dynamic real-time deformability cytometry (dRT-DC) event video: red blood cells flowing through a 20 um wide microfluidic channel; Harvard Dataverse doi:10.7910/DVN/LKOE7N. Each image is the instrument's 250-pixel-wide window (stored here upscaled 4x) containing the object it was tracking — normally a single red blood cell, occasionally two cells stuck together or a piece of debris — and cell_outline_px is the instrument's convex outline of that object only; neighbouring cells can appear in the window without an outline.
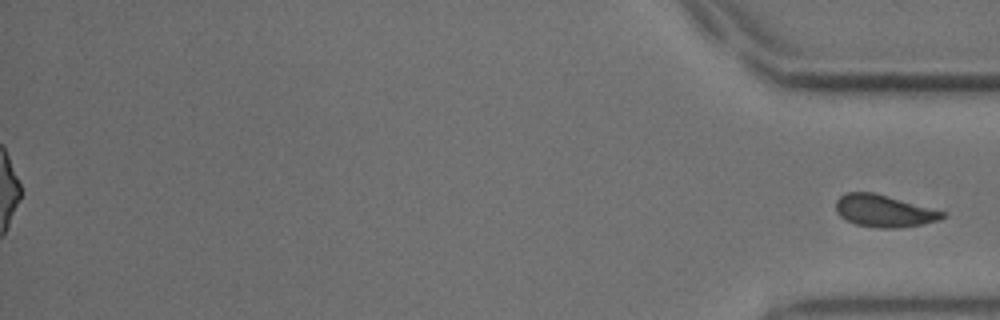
{"species": "common noctule bat (a hibernating species)", "species_latin": "Nyctalus noctula", "temperature_condition": "cold", "stored_images_in_passage": 53, "segment_of_instrument_passage": [2, 2], "camera_frame_rate_fps": 3000, "um_per_image_px": 0.085, "animal": {"sex": "male", "body_mass_g": 18.8}, "frame": {"image": 1, "passage_image": 53, "time_ms": 17.333, "image_size_px": [1000, 320], "cell_outline_px": [[948, 212], [940, 220], [924, 224], [900, 228], [880, 228], [856, 224], [840, 216], [836, 212], [836, 200], [844, 192], [872, 192], [888, 196]], "centroid_in_image_um": [75.16, 17.93], "position_along_channel_um": 360.0, "area_um2": 20.06}}